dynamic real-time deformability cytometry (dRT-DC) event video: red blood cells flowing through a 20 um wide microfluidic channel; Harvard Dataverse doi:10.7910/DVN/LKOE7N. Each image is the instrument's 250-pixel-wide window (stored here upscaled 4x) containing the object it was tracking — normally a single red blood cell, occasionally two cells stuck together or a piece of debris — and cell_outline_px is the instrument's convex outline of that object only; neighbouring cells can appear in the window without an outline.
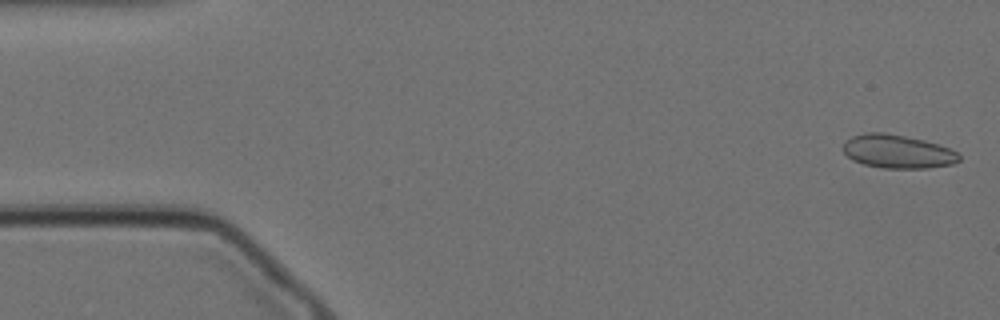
{"species": "Egyptian fruit bat (a non-hibernating species)", "species_latin": "Rousettus aegyptiacus", "temperature_condition": "cold", "stored_images_in_passage": 58, "camera_frame_rate_fps": 3000, "um_per_image_px": 0.085, "animal": {"sex": "female"}, "frame": {"image": 1, "passage_image": 2, "time_ms": 0.333, "image_size_px": [1000, 320], "cell_outline_px": [[960, 160], [952, 164], [928, 168], [884, 168], [864, 164], [852, 160], [840, 148], [844, 140], [852, 136], [864, 132], [884, 132], [924, 140], [940, 144], [956, 152], [960, 156]], "centroid_in_image_um": [76.25, 12.87], "position_along_channel_um": 8.8, "area_um2": 22.83}}
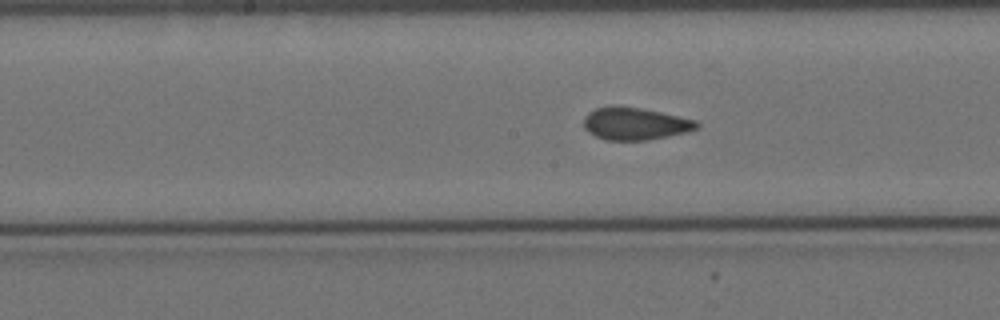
{"frame": {"image": 2, "passage_image": 28, "time_ms": 9.0, "image_size_px": [1000, 320], "cell_outline_px": [[700, 128], [688, 132], [648, 140], [604, 140], [588, 132], [584, 128], [584, 116], [588, 112], [596, 108], [612, 104], [620, 104], [660, 112], [696, 120], [700, 124]], "centroid_in_image_um": [53.97, 10.5], "position_along_channel_um": 194.2, "area_um2": 21.73}}
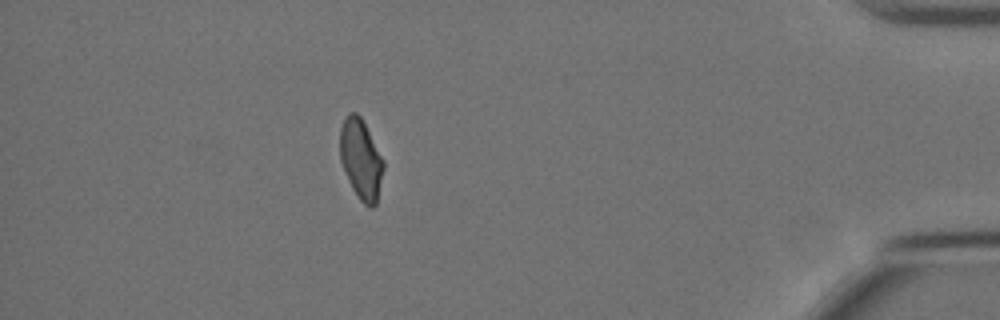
{"frame": {"image": 3, "passage_image": 51, "time_ms": 16.667, "image_size_px": [1000, 320], "cell_outline_px": [[384, 168], [376, 204], [372, 208], [368, 208], [360, 200], [352, 188], [340, 160], [340, 128], [348, 112], [356, 112], [360, 116], [384, 160]], "centroid_in_image_um": [30.68, 13.55], "position_along_channel_um": 404.5, "area_um2": 20.17}, "authors_computed_cell_mechanics": {"area_um2": 21.4438, "velocity_mm_per_s": 3.4528, "shape_relaxation_time_tau1_ms": null, "shape_relaxation_time_tau2_ms": 1.3585, "deformation_change_tau1": null, "deformation_change_tau2": 0.0443}}